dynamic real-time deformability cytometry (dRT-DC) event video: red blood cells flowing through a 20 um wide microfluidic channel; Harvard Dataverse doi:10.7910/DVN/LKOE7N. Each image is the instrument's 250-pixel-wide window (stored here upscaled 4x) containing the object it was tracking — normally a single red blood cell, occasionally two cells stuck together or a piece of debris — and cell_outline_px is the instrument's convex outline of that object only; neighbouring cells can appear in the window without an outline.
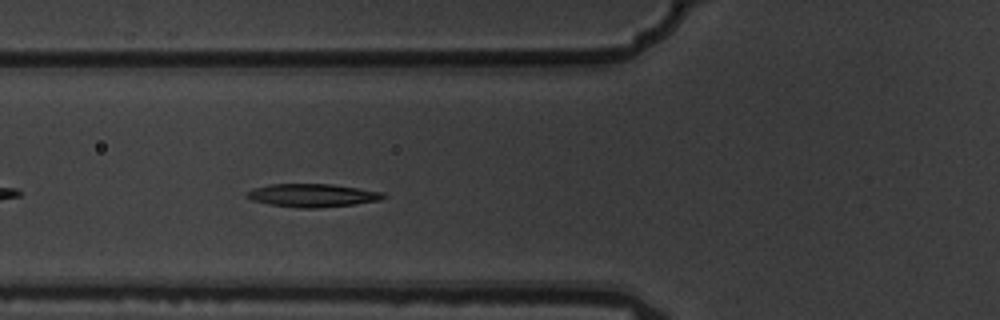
{"species": "common noctule bat (a hibernating species)", "species_latin": "Nyctalus noctula", "temperature_condition": "warm", "stored_images_in_passage": 4, "camera_frame_rate_fps": 3000, "um_per_image_px": 0.085, "animal": {"sex": "male", "body_mass_g": 19.5, "forearm_length_mm": 54.6}, "frame": {"image": 1, "passage_image": 4, "time_ms": 1.0, "image_size_px": [1000, 320], "cell_outline_px": [[388, 196], [380, 200], [352, 204], [316, 208], [296, 208], [268, 204], [252, 200], [244, 196], [252, 188], [272, 184], [332, 184], [360, 188], [384, 192]], "centroid_in_image_um": [26.56, 16.6], "position_along_channel_um": 99.2, "area_um2": 18.5}}